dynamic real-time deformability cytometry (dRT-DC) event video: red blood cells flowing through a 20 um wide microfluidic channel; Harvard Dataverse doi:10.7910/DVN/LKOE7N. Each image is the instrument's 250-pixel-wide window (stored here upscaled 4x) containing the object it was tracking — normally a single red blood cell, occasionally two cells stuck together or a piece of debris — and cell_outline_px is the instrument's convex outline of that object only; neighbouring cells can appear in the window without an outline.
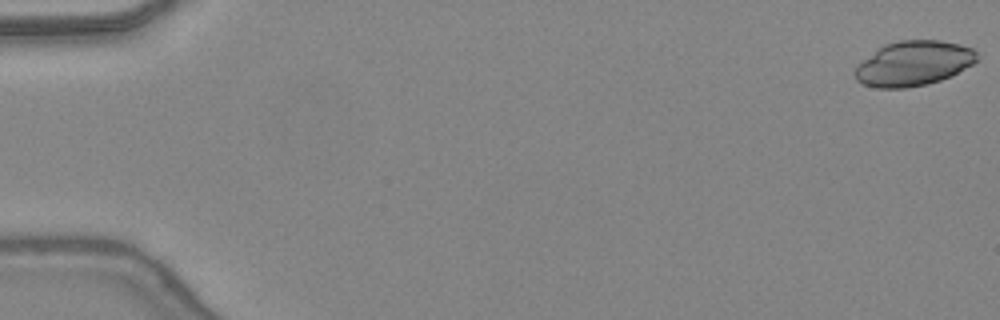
{"species": "common noctule bat (a hibernating species)", "species_latin": "Nyctalus noctula", "temperature_condition": "warm", "stored_images_in_passage": 47, "camera_frame_rate_fps": 3000, "um_per_image_px": 0.085, "animal": {"sex": "female", "body_mass_g": 24.6, "forearm_length_mm": 56.2}, "frame": {"image": 1, "passage_image": 1, "time_ms": 0.0, "image_size_px": [1000, 320], "cell_outline_px": [[976, 60], [972, 64], [952, 76], [940, 80], [924, 84], [904, 88], [876, 88], [864, 84], [856, 80], [852, 72], [864, 60], [884, 44], [900, 40], [940, 40], [960, 44], [972, 48], [976, 52]], "centroid_in_image_um": [77.64, 5.39], "position_along_channel_um": 7.4, "area_um2": 31.62}}